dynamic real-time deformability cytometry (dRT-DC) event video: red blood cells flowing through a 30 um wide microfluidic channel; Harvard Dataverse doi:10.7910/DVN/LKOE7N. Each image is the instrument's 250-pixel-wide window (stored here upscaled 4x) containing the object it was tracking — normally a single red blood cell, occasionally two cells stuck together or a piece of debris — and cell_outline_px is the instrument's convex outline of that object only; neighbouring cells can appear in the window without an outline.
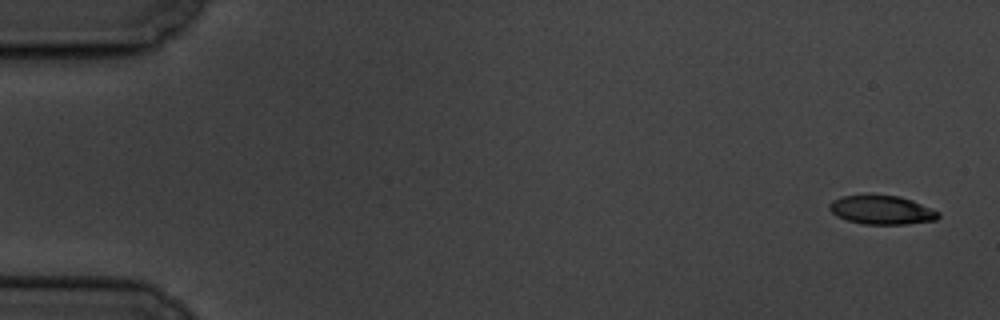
{"species": "common noctule bat (a hibernating species)", "species_latin": "Nyctalus noctula", "temperature_condition": "cold", "stored_images_in_passage": 9, "camera_frame_rate_fps": 3000, "um_per_image_px": 0.085, "animal": {"sex": "male", "body_mass_g": 19.5, "forearm_length_mm": 54.6}, "frame": {"image": 1, "passage_image": 1, "time_ms": 0.0, "image_size_px": [1000, 320], "cell_outline_px": [[940, 216], [936, 220], [908, 224], [864, 224], [848, 220], [836, 216], [828, 208], [828, 204], [832, 200], [840, 196], [900, 196], [912, 200], [940, 212]], "centroid_in_image_um": [74.95, 17.86], "position_along_channel_um": 10.1, "area_um2": 18.15}}
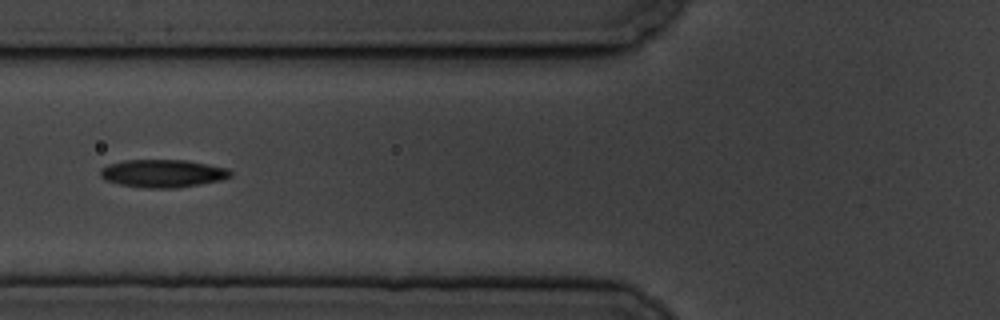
{"frame": {"image": 2, "passage_image": 7, "time_ms": 7.0, "image_size_px": [1000, 320], "cell_outline_px": [[232, 176], [220, 180], [200, 184], [176, 188], [148, 188], [120, 184], [104, 180], [100, 176], [100, 168], [108, 164], [124, 160], [184, 160], [228, 168], [232, 172]], "centroid_in_image_um": [13.81, 14.74], "position_along_channel_um": 112.0, "area_um2": 21.1}}
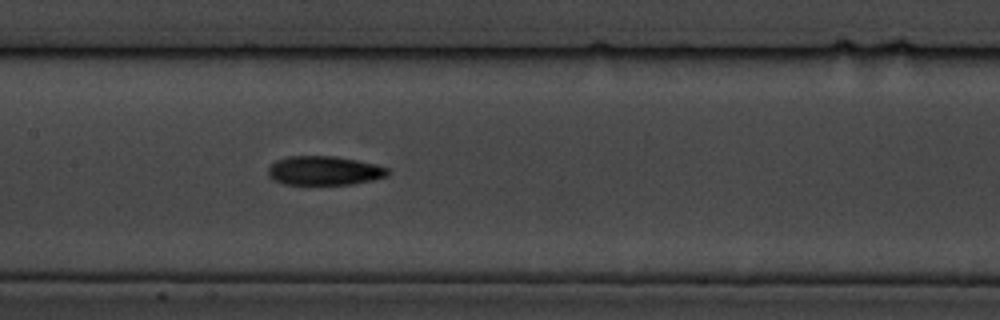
{"frame": {"image": 3, "passage_image": 9, "time_ms": 9.0, "image_size_px": [1000, 320], "cell_outline_px": [[388, 176], [372, 180], [352, 184], [280, 184], [272, 180], [268, 176], [268, 168], [276, 160], [288, 156], [336, 156], [376, 164], [388, 168]], "centroid_in_image_um": [27.53, 14.5], "position_along_channel_um": 179.9, "area_um2": 20.35}}